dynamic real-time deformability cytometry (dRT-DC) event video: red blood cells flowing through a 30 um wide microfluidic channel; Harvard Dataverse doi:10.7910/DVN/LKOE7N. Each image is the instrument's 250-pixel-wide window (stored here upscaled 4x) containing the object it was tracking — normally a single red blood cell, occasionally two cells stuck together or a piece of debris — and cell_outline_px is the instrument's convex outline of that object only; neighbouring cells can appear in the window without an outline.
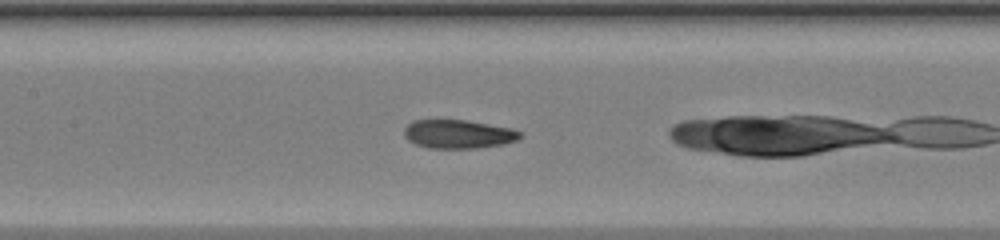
{"species": "common noctule bat (a hibernating species)", "species_latin": "Nyctalus noctula", "temperature_condition": "warm", "stored_images_in_passage": 36, "camera_frame_rate_fps": 3000, "um_per_image_px": 0.085, "animal": {"sex": "female", "body_mass_g": 20.0, "forearm_length_mm": 54.0}, "frame": {"image": 1, "passage_image": 19, "time_ms": 6.0, "image_size_px": [1000, 240], "cell_outline_px": [[524, 136], [516, 140], [504, 144], [476, 148], [428, 148], [416, 144], [408, 140], [404, 136], [404, 128], [412, 120], [464, 120], [512, 128], [524, 132]], "centroid_in_image_um": [38.98, 11.4], "position_along_channel_um": 168.4, "area_um2": 19.48}}
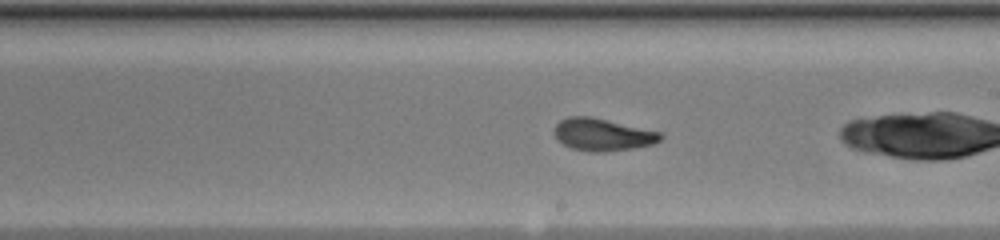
{"frame": {"image": 2, "passage_image": 24, "time_ms": 7.667, "image_size_px": [1000, 240], "cell_outline_px": [[664, 136], [660, 140], [652, 144], [632, 148], [604, 152], [592, 152], [572, 148], [556, 140], [552, 132], [556, 124], [560, 120], [568, 116], [592, 116], [660, 132]], "centroid_in_image_um": [51.17, 11.43], "position_along_channel_um": 237.8, "area_um2": 20.11}}
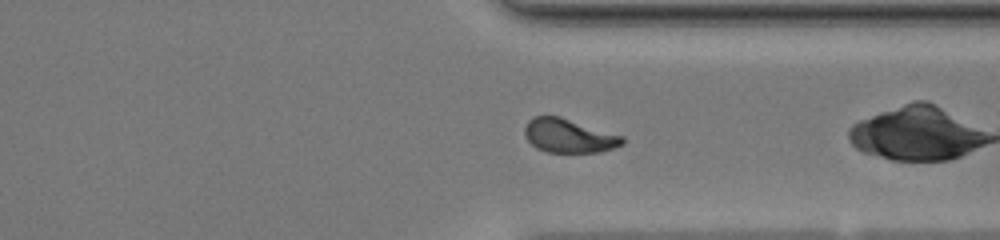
{"frame": {"image": 3, "passage_image": 33, "time_ms": 10.667, "image_size_px": [1000, 240], "cell_outline_px": [[624, 144], [600, 152], [548, 152], [536, 148], [524, 136], [524, 128], [528, 120], [532, 116], [560, 116], [624, 136]], "centroid_in_image_um": [48.34, 11.53], "position_along_channel_um": 363.1, "area_um2": 19.36}}